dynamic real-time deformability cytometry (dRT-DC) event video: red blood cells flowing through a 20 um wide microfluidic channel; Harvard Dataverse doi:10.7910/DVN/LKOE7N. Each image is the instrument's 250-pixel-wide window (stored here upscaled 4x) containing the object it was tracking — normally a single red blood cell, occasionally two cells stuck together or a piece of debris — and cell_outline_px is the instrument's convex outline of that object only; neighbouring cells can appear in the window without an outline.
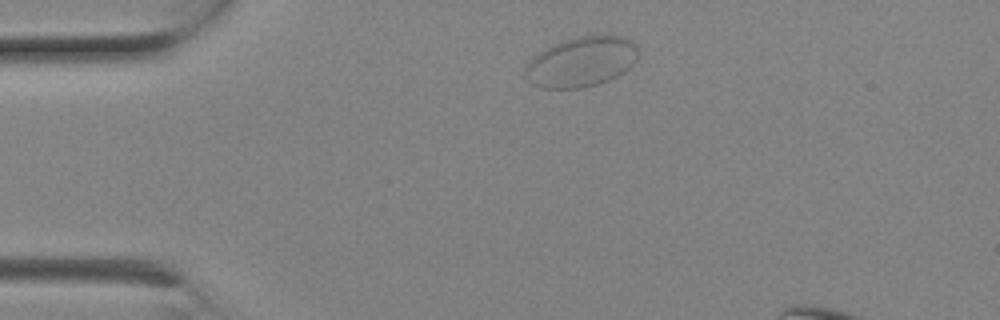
{"species": "Egyptian fruit bat (a non-hibernating species)", "species_latin": "Rousettus aegyptiacus", "temperature_condition": "room temperature", "stored_images_in_passage": 4, "camera_frame_rate_fps": 3000, "um_per_image_px": 0.085, "animal": {"sex": "female"}, "frame": {"image": 1, "passage_image": 1, "time_ms": 0.0, "image_size_px": [1000, 320], "cell_outline_px": [[636, 60], [624, 72], [608, 80], [584, 88], [540, 88], [532, 84], [528, 80], [524, 72], [524, 68], [528, 60], [552, 44], [564, 40], [580, 36], [604, 32], [624, 36], [632, 40], [636, 44]], "centroid_in_image_um": [49.41, 5.22], "position_along_channel_um": 35.6, "area_um2": 33.47}}
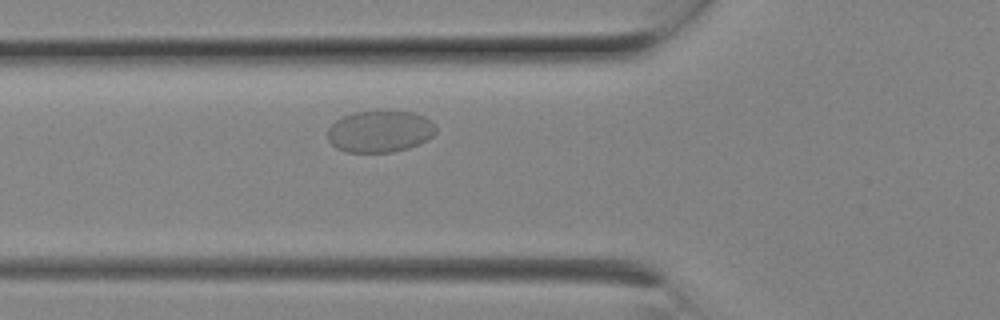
{"frame": {"image": 2, "passage_image": 4, "time_ms": 1.0, "image_size_px": [1000, 320], "cell_outline_px": [[436, 132], [428, 140], [408, 148], [392, 152], [348, 152], [336, 148], [328, 140], [328, 128], [336, 120], [352, 112], [376, 108], [388, 108], [412, 112], [424, 116], [432, 120], [436, 128]], "centroid_in_image_um": [32.31, 11.11], "position_along_channel_um": 93.5, "area_um2": 27.28}}